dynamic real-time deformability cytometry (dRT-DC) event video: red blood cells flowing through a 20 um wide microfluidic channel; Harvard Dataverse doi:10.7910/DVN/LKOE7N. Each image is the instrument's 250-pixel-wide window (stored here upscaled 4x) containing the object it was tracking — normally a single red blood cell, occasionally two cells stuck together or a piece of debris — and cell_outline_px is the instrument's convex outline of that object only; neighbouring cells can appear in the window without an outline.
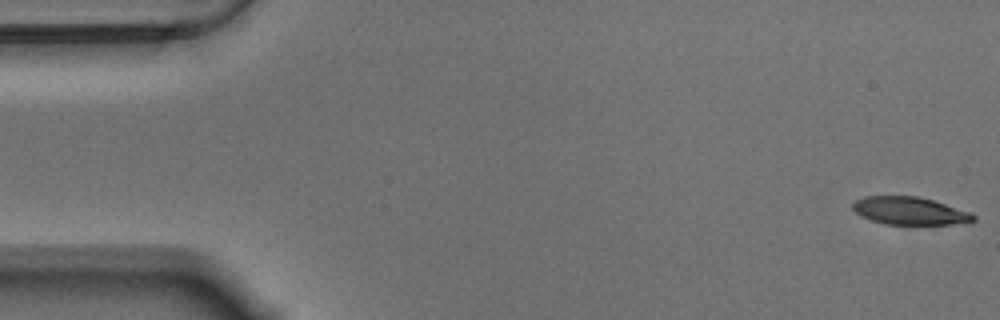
{"species": "Egyptian fruit bat (a non-hibernating species)", "species_latin": "Rousettus aegyptiacus", "temperature_condition": "warm", "stored_images_in_passage": 57, "camera_frame_rate_fps": 3000, "um_per_image_px": 0.085, "animal": {"sex": "male"}, "frame": {"image": 1, "passage_image": 1, "time_ms": 0.0, "image_size_px": [1000, 320], "cell_outline_px": [[976, 220], [952, 224], [884, 224], [860, 216], [852, 208], [852, 204], [856, 200], [864, 196], [916, 196], [932, 200], [972, 212], [976, 216]], "centroid_in_image_um": [77.32, 17.92], "position_along_channel_um": 7.7, "area_um2": 19.42}}
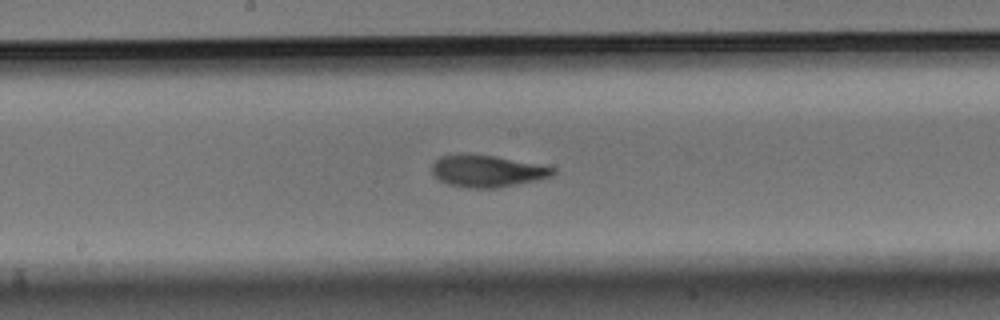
{"frame": {"image": 2, "passage_image": 29, "time_ms": 9.333, "image_size_px": [1000, 320], "cell_outline_px": [[556, 172], [552, 176], [536, 180], [496, 188], [468, 188], [448, 184], [440, 180], [432, 172], [432, 164], [440, 156], [496, 156], [556, 168]], "centroid_in_image_um": [41.44, 14.57], "position_along_channel_um": 206.8, "area_um2": 21.79}}
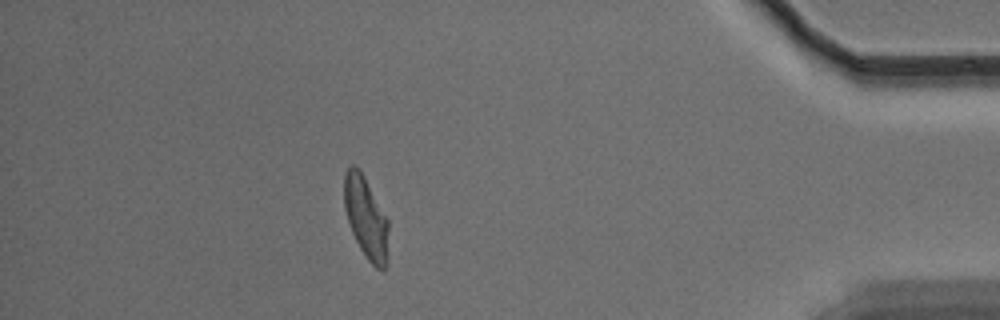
{"frame": {"image": 3, "passage_image": 50, "time_ms": 16.333, "image_size_px": [1000, 320], "cell_outline_px": [[388, 264], [384, 272], [376, 268], [368, 260], [360, 248], [352, 232], [344, 208], [344, 176], [348, 168], [352, 164], [356, 164], [360, 168], [388, 220]], "centroid_in_image_um": [31.12, 18.52], "position_along_channel_um": 404.1, "area_um2": 21.33}, "authors_computed_cell_mechanics": {"area_um2": 21.7906, "velocity_mm_per_s": 3.5199, "shape_relaxation_time_tau1_ms": 5.5484, "shape_relaxation_time_tau2_ms": 1.9418, "deformation_change_tau1": 0.2032, "deformation_change_tau2": 0.0898}}